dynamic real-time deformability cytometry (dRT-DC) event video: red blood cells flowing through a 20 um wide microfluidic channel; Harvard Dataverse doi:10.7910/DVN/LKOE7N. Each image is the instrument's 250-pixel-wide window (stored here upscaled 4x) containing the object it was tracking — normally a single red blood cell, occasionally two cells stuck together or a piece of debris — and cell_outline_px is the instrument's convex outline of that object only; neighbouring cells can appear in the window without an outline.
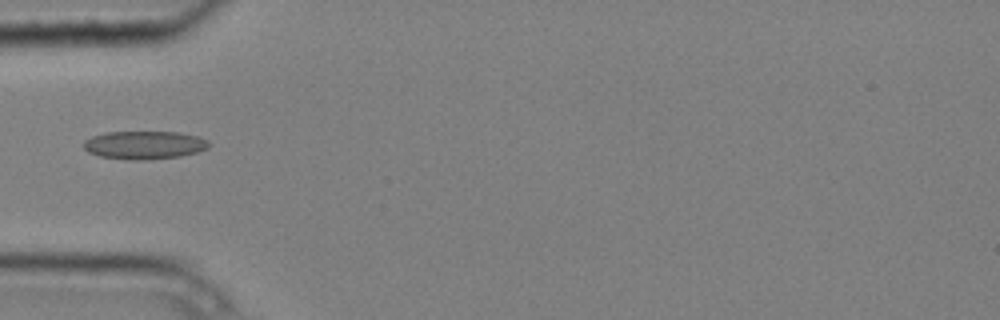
{"species": "common noctule bat (a hibernating species)", "species_latin": "Nyctalus noctula", "temperature_condition": "cold", "stored_images_in_passage": 4, "camera_frame_rate_fps": 3000, "um_per_image_px": 0.085, "animal": {"sex": "male", "body_mass_g": 20.4}, "frame": {"image": 1, "passage_image": 4, "time_ms": 1.0, "image_size_px": [1000, 320], "cell_outline_px": [[212, 144], [208, 148], [196, 152], [180, 156], [144, 160], [132, 160], [100, 156], [88, 152], [84, 148], [84, 140], [92, 136], [104, 132], [180, 132], [200, 136], [208, 140]], "centroid_in_image_um": [12.3, 12.32], "position_along_channel_um": 72.7, "area_um2": 20.69}}